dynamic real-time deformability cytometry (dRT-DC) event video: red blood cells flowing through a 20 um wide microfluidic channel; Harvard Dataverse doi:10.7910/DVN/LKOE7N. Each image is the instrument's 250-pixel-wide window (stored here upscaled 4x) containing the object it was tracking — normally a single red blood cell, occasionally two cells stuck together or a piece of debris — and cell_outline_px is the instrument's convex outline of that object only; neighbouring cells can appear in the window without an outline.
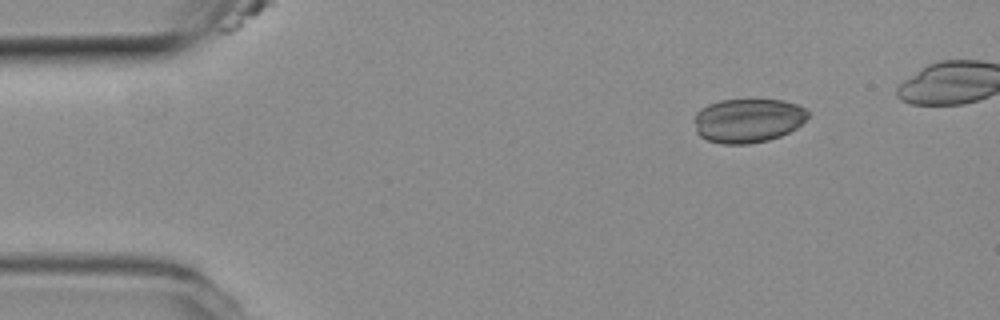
{"species": "common noctule bat (a hibernating species)", "species_latin": "Nyctalus noctula", "temperature_condition": "room temperature", "stored_images_in_passage": 4, "camera_frame_rate_fps": 3000, "um_per_image_px": 0.085, "animal": {"sex": "female", "body_mass_g": 19.3, "forearm_length_mm": 54.1}, "frame": {"image": 1, "passage_image": 1, "time_ms": 0.0, "image_size_px": [1000, 320], "cell_outline_px": [[808, 116], [796, 128], [780, 136], [768, 140], [748, 144], [720, 144], [708, 140], [700, 136], [696, 132], [696, 112], [700, 108], [708, 104], [720, 100], [784, 100], [796, 104], [804, 108], [808, 112]], "centroid_in_image_um": [63.56, 10.24], "position_along_channel_um": 21.4, "area_um2": 29.07}}